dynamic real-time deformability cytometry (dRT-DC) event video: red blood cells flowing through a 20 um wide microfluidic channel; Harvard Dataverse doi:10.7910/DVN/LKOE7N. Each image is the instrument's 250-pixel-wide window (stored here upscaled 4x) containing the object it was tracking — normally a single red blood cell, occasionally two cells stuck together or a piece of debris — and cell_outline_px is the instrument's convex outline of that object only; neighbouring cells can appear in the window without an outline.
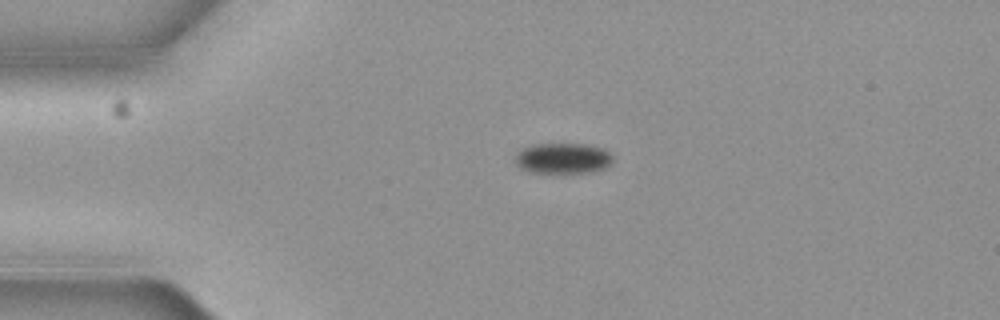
{"species": "common noctule bat (a hibernating species)", "species_latin": "Nyctalus noctula", "temperature_condition": "cold", "stored_images_in_passage": 2, "camera_frame_rate_fps": 3000, "um_per_image_px": 0.085, "animal": {"sex": "female", "body_mass_g": 19.3, "forearm_length_mm": 54.1}, "frame": {"image": 1, "passage_image": 1, "time_ms": 0.0, "image_size_px": [1000, 320], "cell_outline_px": [[612, 160], [604, 168], [592, 172], [528, 172], [520, 168], [516, 164], [516, 156], [524, 148], [536, 144], [584, 144], [604, 148], [612, 156]], "centroid_in_image_um": [47.85, 13.45], "position_along_channel_um": 37.1, "area_um2": 17.11}}